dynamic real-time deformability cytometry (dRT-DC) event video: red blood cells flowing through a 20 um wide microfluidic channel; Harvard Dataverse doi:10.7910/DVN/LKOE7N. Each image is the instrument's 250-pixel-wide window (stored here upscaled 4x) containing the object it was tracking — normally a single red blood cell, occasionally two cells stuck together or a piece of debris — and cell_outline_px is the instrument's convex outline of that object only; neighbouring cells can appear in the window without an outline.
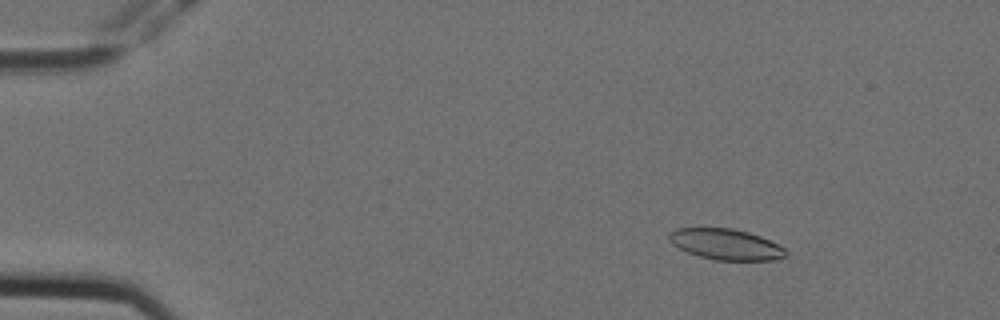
{"species": "Egyptian fruit bat (a non-hibernating species)", "species_latin": "Rousettus aegyptiacus", "temperature_condition": "cold", "stored_images_in_passage": 6, "camera_frame_rate_fps": 3000, "um_per_image_px": 0.085, "animal": {"sex": "female"}, "frame": {"image": 1, "passage_image": 2, "time_ms": 0.333, "image_size_px": [1000, 320], "cell_outline_px": [[788, 252], [784, 256], [776, 260], [716, 260], [700, 256], [688, 252], [672, 244], [668, 240], [668, 232], [676, 228], [732, 228], [748, 232], [760, 236], [780, 244]], "centroid_in_image_um": [61.7, 20.76], "position_along_channel_um": 23.3, "area_um2": 21.04}}
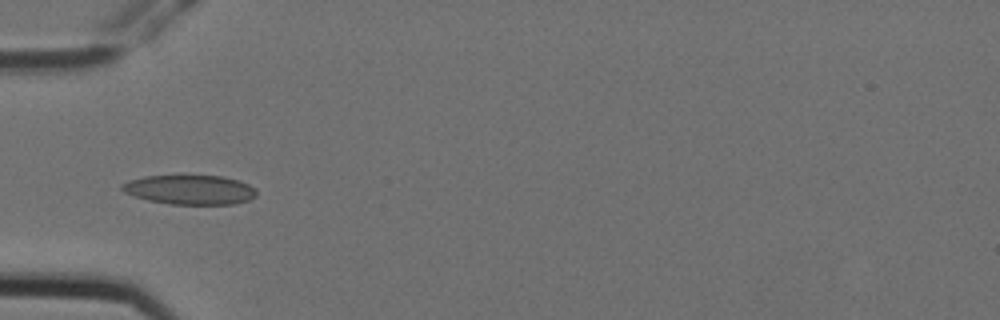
{"frame": {"image": 2, "passage_image": 5, "time_ms": 1.333, "image_size_px": [1000, 320], "cell_outline_px": [[256, 196], [248, 200], [232, 204], [168, 204], [148, 200], [124, 192], [120, 188], [120, 184], [128, 180], [144, 176], [224, 176], [240, 180], [256, 188]], "centroid_in_image_um": [16.14, 16.12], "position_along_channel_um": 68.9, "area_um2": 23.12}}
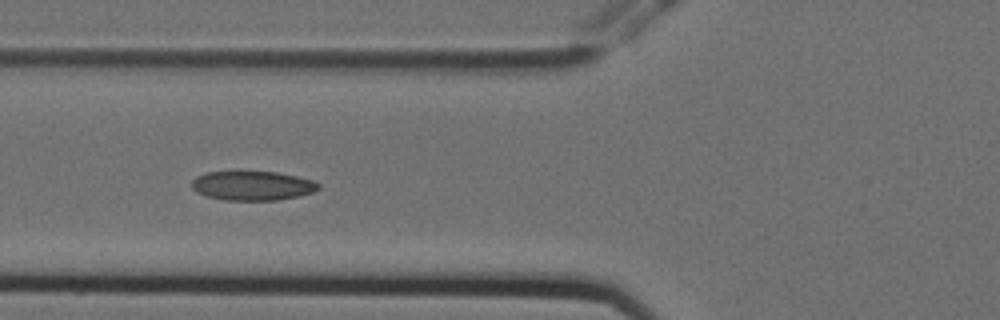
{"frame": {"image": 3, "passage_image": 6, "time_ms": 1.667, "image_size_px": [1000, 320], "cell_outline_px": [[320, 188], [312, 192], [296, 196], [276, 200], [224, 200], [208, 196], [196, 192], [192, 188], [192, 180], [196, 176], [208, 172], [276, 172], [296, 176], [312, 180], [320, 184]], "centroid_in_image_um": [21.44, 15.78], "position_along_channel_um": 104.4, "area_um2": 21.39}}